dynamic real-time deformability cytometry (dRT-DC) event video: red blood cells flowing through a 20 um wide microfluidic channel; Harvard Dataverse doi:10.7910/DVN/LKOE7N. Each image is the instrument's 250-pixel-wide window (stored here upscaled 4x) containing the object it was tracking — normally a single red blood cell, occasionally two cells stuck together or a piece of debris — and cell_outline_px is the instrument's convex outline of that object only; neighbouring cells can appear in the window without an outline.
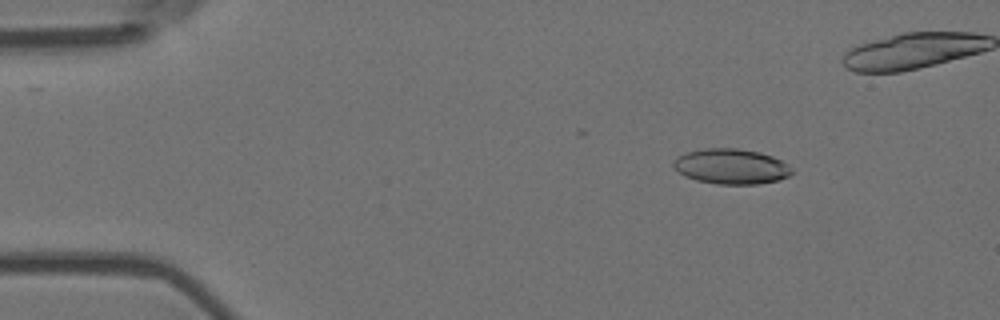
{"species": "Egyptian fruit bat (a non-hibernating species)", "species_latin": "Rousettus aegyptiacus", "temperature_condition": "room temperature", "stored_images_in_passage": 47, "camera_frame_rate_fps": 3000, "um_per_image_px": 0.085, "animal": {"sex": "female"}, "frame": {"image": 1, "passage_image": 8, "time_ms": 2.333, "image_size_px": [1000, 320], "cell_outline_px": [[792, 172], [788, 176], [776, 180], [760, 184], [716, 184], [696, 180], [684, 176], [672, 164], [672, 160], [676, 156], [688, 152], [704, 148], [736, 148], [760, 152], [772, 156], [780, 160], [792, 168]], "centroid_in_image_um": [62.12, 14.14], "position_along_channel_um": 22.9, "area_um2": 24.28}}
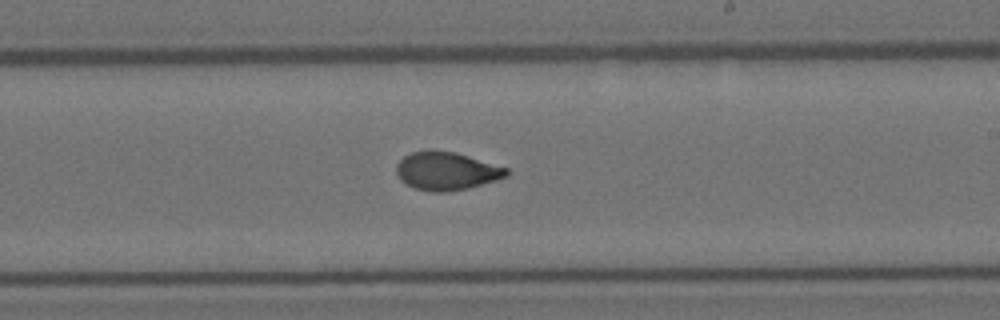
{"frame": {"image": 2, "passage_image": 33, "time_ms": 10.667, "image_size_px": [1000, 320], "cell_outline_px": [[508, 176], [496, 180], [468, 188], [444, 192], [432, 192], [416, 188], [404, 184], [400, 180], [396, 172], [396, 164], [404, 156], [412, 152], [428, 148], [432, 148], [456, 152], [508, 168]], "centroid_in_image_um": [37.91, 14.51], "position_along_channel_um": 251.1, "area_um2": 24.8}}
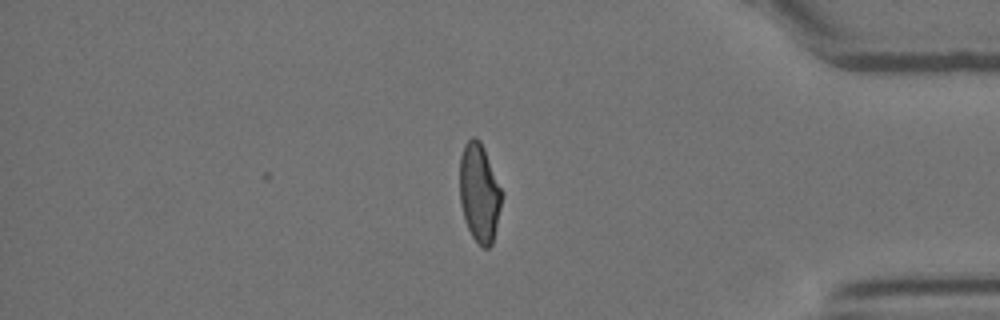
{"frame": {"image": 3, "passage_image": 47, "time_ms": 15.333, "image_size_px": [1000, 320], "cell_outline_px": [[500, 208], [492, 244], [488, 248], [484, 248], [472, 236], [464, 220], [460, 204], [460, 156], [464, 144], [472, 136], [476, 136], [480, 140], [484, 148], [500, 188]], "centroid_in_image_um": [40.7, 16.36], "position_along_channel_um": 394.5, "area_um2": 23.7}, "authors_computed_cell_mechanics": {"area_um2": 24.4494, "velocity_mm_per_s": 3.675, "shape_relaxation_time_tau1_ms": 7.4855, "shape_relaxation_time_tau2_ms": 1.422, "deformation_change_tau1": 0.2094, "deformation_change_tau2": 0.066}}